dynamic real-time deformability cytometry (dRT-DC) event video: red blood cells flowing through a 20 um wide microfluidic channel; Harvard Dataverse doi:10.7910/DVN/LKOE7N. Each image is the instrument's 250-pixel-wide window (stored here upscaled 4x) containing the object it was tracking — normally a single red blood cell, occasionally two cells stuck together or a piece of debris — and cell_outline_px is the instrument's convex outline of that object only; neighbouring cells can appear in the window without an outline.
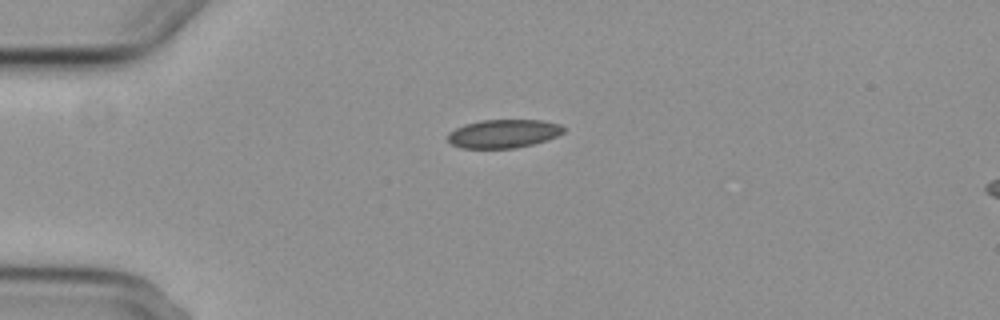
{"species": "common noctule bat (a hibernating species)", "species_latin": "Nyctalus noctula", "temperature_condition": "cold", "stored_images_in_passage": 3, "segment_of_instrument_passage": [1, 2], "camera_frame_rate_fps": 3000, "um_per_image_px": 0.085, "animal": {"sex": "female", "body_mass_g": 29.2, "forearm_length_mm": 56.3}, "frame": {"image": 1, "passage_image": 1, "time_ms": 0.0, "image_size_px": [1000, 320], "cell_outline_px": [[568, 128], [564, 132], [556, 136], [532, 144], [516, 148], [460, 148], [452, 144], [448, 140], [448, 132], [464, 124], [480, 120], [544, 120], [560, 124]], "centroid_in_image_um": [42.8, 11.35], "position_along_channel_um": 42.2, "area_um2": 19.31}}